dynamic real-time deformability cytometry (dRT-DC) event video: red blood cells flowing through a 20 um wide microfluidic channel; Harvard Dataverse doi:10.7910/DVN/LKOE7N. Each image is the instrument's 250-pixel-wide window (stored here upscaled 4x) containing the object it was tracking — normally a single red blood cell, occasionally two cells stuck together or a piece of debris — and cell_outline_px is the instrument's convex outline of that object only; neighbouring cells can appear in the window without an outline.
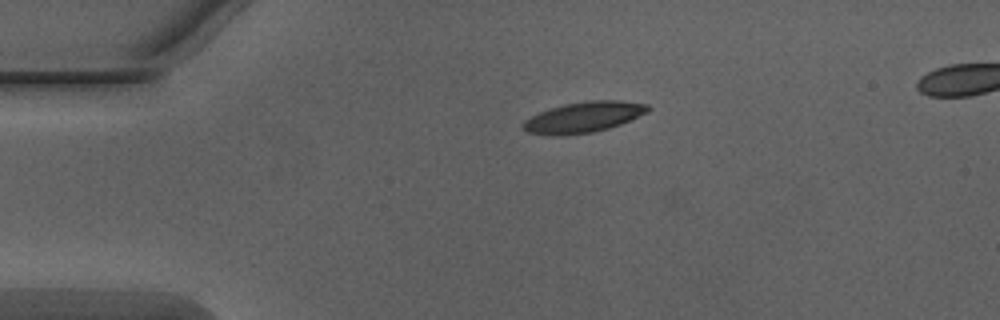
{"species": "Egyptian fruit bat (a non-hibernating species)", "species_latin": "Rousettus aegyptiacus", "temperature_condition": "warm", "stored_images_in_passage": 43, "camera_frame_rate_fps": 3000, "um_per_image_px": 0.085, "animal": {"sex": "male"}, "frame": {"image": 1, "passage_image": 3, "time_ms": 0.667, "image_size_px": [1000, 320], "cell_outline_px": [[652, 108], [648, 112], [620, 124], [608, 128], [592, 132], [556, 136], [552, 136], [528, 132], [520, 128], [524, 120], [540, 112], [564, 104], [588, 100], [620, 100], [648, 104]], "centroid_in_image_um": [49.61, 9.95], "position_along_channel_um": 35.4, "area_um2": 22.31}}
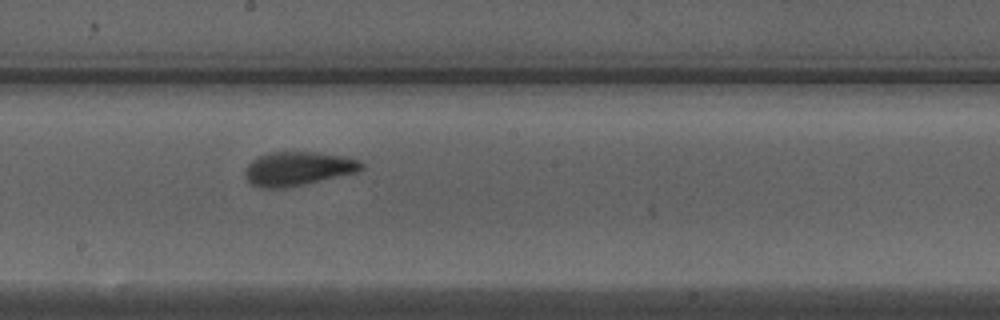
{"frame": {"image": 2, "passage_image": 20, "time_ms": 6.333, "image_size_px": [1000, 320], "cell_outline_px": [[364, 168], [356, 172], [288, 188], [260, 188], [252, 184], [244, 176], [244, 168], [252, 160], [260, 156], [272, 152], [316, 152], [340, 156], [356, 160], [364, 164]], "centroid_in_image_um": [25.27, 14.35], "position_along_channel_um": 222.9, "area_um2": 22.83}}
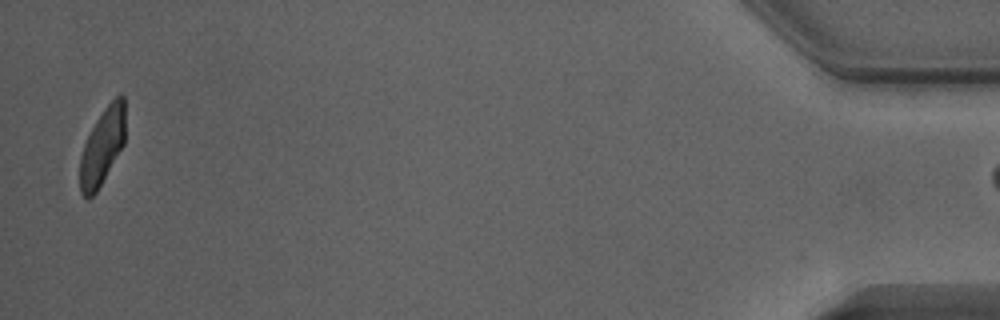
{"frame": {"image": 3, "passage_image": 42, "time_ms": 13.667, "image_size_px": [1000, 320], "cell_outline_px": [[124, 144], [96, 192], [88, 200], [80, 192], [80, 156], [84, 144], [96, 120], [104, 108], [116, 96], [124, 96]], "centroid_in_image_um": [8.68, 12.48], "position_along_channel_um": 426.5, "area_um2": 19.88}}